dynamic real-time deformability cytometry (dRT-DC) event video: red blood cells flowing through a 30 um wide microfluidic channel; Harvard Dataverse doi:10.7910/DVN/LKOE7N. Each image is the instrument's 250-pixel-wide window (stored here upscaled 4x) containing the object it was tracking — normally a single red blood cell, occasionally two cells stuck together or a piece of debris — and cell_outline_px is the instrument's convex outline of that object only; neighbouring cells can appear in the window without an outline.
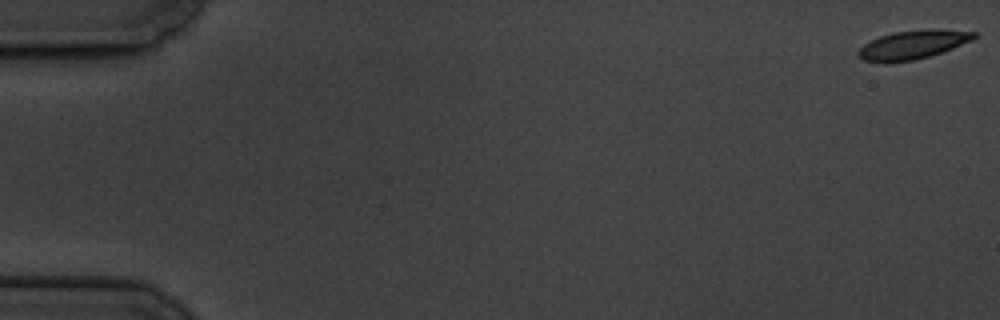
{"species": "common noctule bat (a hibernating species)", "species_latin": "Nyctalus noctula", "temperature_condition": "cold", "stored_images_in_passage": 59, "camera_frame_rate_fps": 3000, "um_per_image_px": 0.085, "animal": {"sex": "male", "body_mass_g": 19.5, "forearm_length_mm": 54.6}, "frame": {"image": 1, "passage_image": 1, "time_ms": 0.0, "image_size_px": [1000, 320], "cell_outline_px": [[976, 36], [972, 40], [952, 48], [928, 56], [912, 60], [864, 60], [856, 52], [864, 44], [880, 36], [892, 32], [932, 28], [976, 32]], "centroid_in_image_um": [77.64, 3.74], "position_along_channel_um": 7.4, "area_um2": 18.67}}
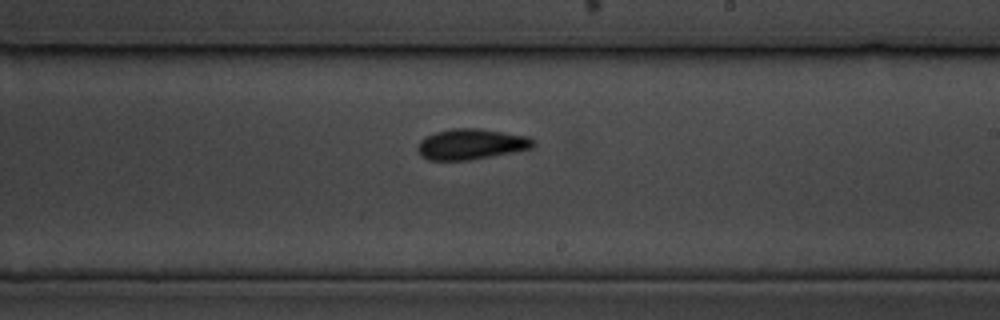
{"frame": {"image": 2, "passage_image": 35, "time_ms": 11.333, "image_size_px": [1000, 320], "cell_outline_px": [[536, 144], [532, 148], [512, 152], [468, 160], [428, 160], [420, 156], [416, 148], [420, 140], [436, 132], [452, 128], [480, 128], [528, 136], [536, 140]], "centroid_in_image_um": [40.05, 12.25], "position_along_channel_um": 249.0, "area_um2": 20.69}}
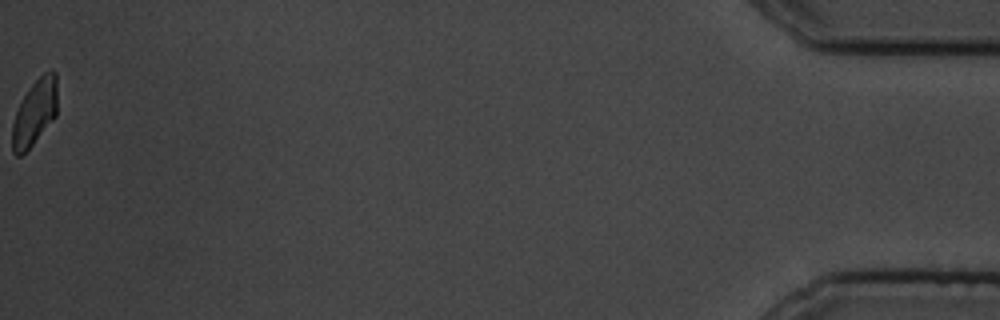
{"frame": {"image": 3, "passage_image": 59, "time_ms": 19.333, "image_size_px": [1000, 320], "cell_outline_px": [[56, 116], [32, 144], [20, 156], [16, 156], [12, 152], [12, 124], [16, 112], [24, 96], [32, 84], [44, 72], [52, 68], [56, 72]], "centroid_in_image_um": [2.95, 9.55], "position_along_channel_um": 432.3, "area_um2": 17.05}, "authors_computed_cell_mechanics": {"area_um2": 19.7098, "velocity_mm_per_s": 3.4709, "shape_relaxation_time_tau1_ms": 6.4817, "shape_relaxation_time_tau2_ms": 2.7058, "deformation_change_tau1": 0.1235, "deformation_change_tau2": 0.0672}}